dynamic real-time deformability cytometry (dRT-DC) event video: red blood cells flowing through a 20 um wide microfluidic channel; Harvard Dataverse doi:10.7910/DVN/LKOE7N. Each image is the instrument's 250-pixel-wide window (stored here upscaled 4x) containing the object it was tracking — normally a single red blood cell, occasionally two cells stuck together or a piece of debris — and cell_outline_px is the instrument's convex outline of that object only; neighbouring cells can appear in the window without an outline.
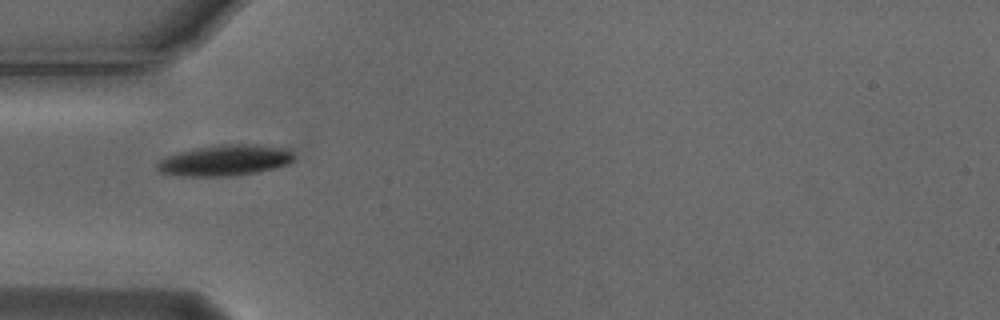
{"species": "Egyptian fruit bat (a non-hibernating species)", "species_latin": "Rousettus aegyptiacus", "temperature_condition": "cold", "stored_images_in_passage": 1, "camera_frame_rate_fps": 3000, "um_per_image_px": 0.085, "animal": {"sex": "male"}, "frame": {"image": 1, "passage_image": 1, "time_ms": 0.0, "image_size_px": [1000, 320], "cell_outline_px": [[296, 156], [288, 164], [256, 172], [236, 176], [184, 176], [160, 172], [156, 168], [156, 160], [164, 156], [176, 152], [192, 148], [220, 144], [260, 144], [292, 148]], "centroid_in_image_um": [19.12, 13.6], "position_along_channel_um": 65.9, "area_um2": 25.32}}